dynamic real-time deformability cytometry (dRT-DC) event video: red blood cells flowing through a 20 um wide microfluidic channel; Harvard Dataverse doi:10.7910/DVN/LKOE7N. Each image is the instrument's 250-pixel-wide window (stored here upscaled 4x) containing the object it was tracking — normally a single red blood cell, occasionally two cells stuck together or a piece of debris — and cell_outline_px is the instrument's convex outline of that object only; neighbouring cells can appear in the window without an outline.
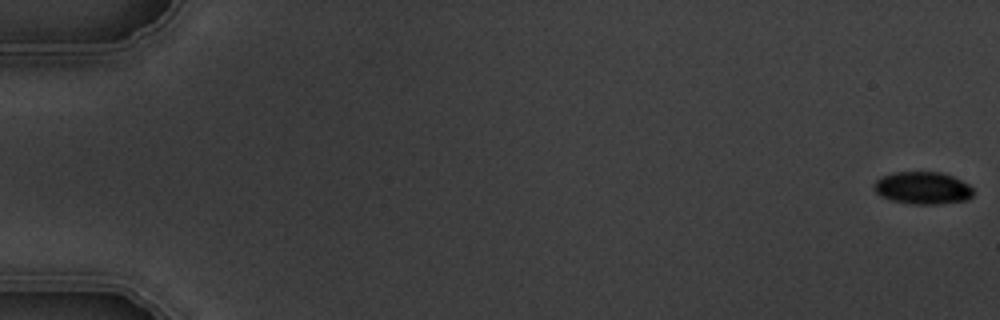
{"species": "common noctule bat (a hibernating species)", "species_latin": "Nyctalus noctula", "temperature_condition": "warm", "stored_images_in_passage": 6, "camera_frame_rate_fps": 3000, "um_per_image_px": 0.085, "animal": {"sex": "male", "body_mass_g": 19.5, "forearm_length_mm": 54.6}, "frame": {"image": 1, "passage_image": 1, "time_ms": 0.0, "image_size_px": [1000, 320], "cell_outline_px": [[972, 196], [968, 200], [936, 204], [912, 204], [892, 200], [880, 196], [872, 188], [872, 184], [880, 176], [896, 172], [944, 172], [968, 184], [972, 188]], "centroid_in_image_um": [78.39, 15.97], "position_along_channel_um": 6.6, "area_um2": 18.84}}
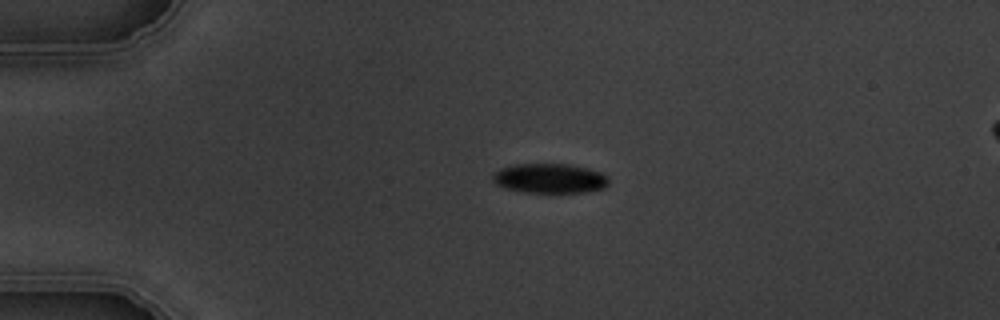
{"frame": {"image": 2, "passage_image": 4, "time_ms": 4.333, "image_size_px": [1000, 320], "cell_outline_px": [[608, 184], [604, 188], [588, 192], [524, 192], [504, 188], [496, 184], [492, 180], [492, 172], [500, 168], [516, 164], [568, 164], [588, 168], [600, 172], [608, 176]], "centroid_in_image_um": [46.71, 15.16], "position_along_channel_um": 38.3, "area_um2": 20.17}}